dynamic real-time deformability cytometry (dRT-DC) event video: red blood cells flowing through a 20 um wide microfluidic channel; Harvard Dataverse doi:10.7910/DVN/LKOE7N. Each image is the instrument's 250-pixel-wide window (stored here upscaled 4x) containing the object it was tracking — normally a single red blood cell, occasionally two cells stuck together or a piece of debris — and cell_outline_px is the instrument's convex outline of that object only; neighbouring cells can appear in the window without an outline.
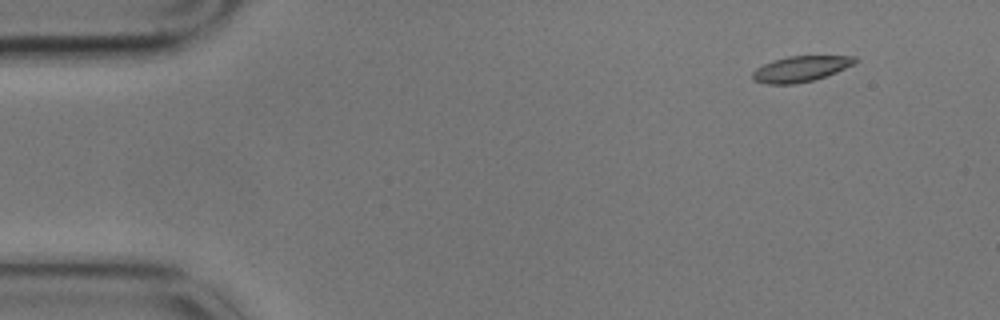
{"species": "common noctule bat (a hibernating species)", "species_latin": "Nyctalus noctula", "temperature_condition": "cold", "stored_images_in_passage": 4, "camera_frame_rate_fps": 3000, "um_per_image_px": 0.085, "animal": {"sex": "male", "body_mass_g": 17.9}, "frame": {"image": 1, "passage_image": 1, "time_ms": 0.0, "image_size_px": [1000, 320], "cell_outline_px": [[860, 60], [836, 72], [812, 80], [792, 84], [768, 84], [752, 80], [752, 72], [756, 68], [772, 60], [788, 56], [856, 56]], "centroid_in_image_um": [68.02, 5.84], "position_along_channel_um": 17.0, "area_um2": 15.2}}
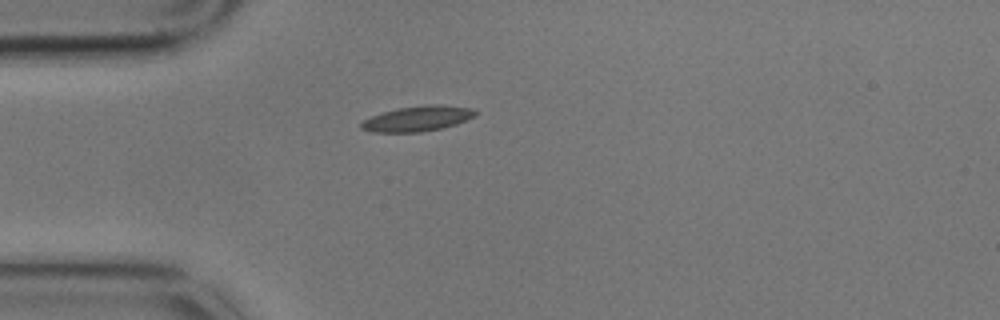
{"frame": {"image": 2, "passage_image": 4, "time_ms": 1.0, "image_size_px": [1000, 320], "cell_outline_px": [[476, 116], [456, 124], [440, 128], [420, 132], [376, 132], [360, 128], [360, 124], [364, 120], [372, 116], [396, 108], [428, 104], [436, 104], [472, 108], [476, 112]], "centroid_in_image_um": [35.5, 10.07], "position_along_channel_um": 49.5, "area_um2": 16.65}}